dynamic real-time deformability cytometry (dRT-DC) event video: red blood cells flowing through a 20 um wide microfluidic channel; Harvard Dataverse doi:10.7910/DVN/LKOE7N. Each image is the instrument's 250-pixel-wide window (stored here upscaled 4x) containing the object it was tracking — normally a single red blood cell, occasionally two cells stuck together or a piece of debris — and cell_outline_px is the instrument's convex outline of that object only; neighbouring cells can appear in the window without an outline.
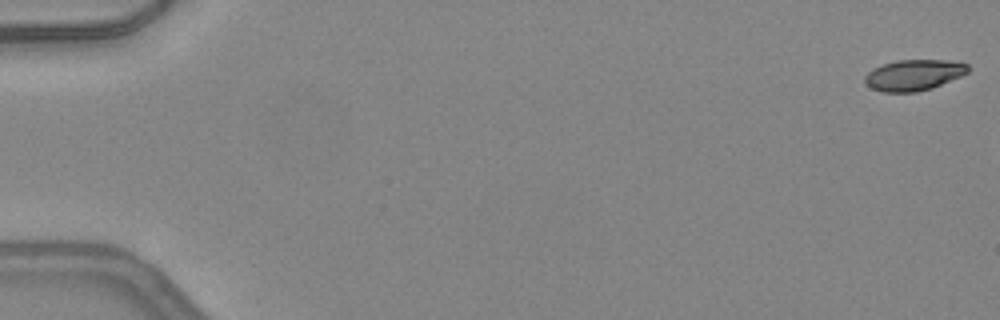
{"species": "common noctule bat (a hibernating species)", "species_latin": "Nyctalus noctula", "temperature_condition": "warm", "stored_images_in_passage": 6, "camera_frame_rate_fps": 3000, "um_per_image_px": 0.085, "animal": {"sex": "female", "body_mass_g": 24.6, "forearm_length_mm": 56.2}, "frame": {"image": 1, "passage_image": 1, "time_ms": 0.0, "image_size_px": [1000, 320], "cell_outline_px": [[968, 72], [960, 76], [932, 88], [916, 92], [884, 92], [872, 88], [864, 80], [864, 76], [872, 68], [896, 60], [944, 60], [968, 64]], "centroid_in_image_um": [77.65, 6.37], "position_along_channel_um": 7.4, "area_um2": 18.38}}